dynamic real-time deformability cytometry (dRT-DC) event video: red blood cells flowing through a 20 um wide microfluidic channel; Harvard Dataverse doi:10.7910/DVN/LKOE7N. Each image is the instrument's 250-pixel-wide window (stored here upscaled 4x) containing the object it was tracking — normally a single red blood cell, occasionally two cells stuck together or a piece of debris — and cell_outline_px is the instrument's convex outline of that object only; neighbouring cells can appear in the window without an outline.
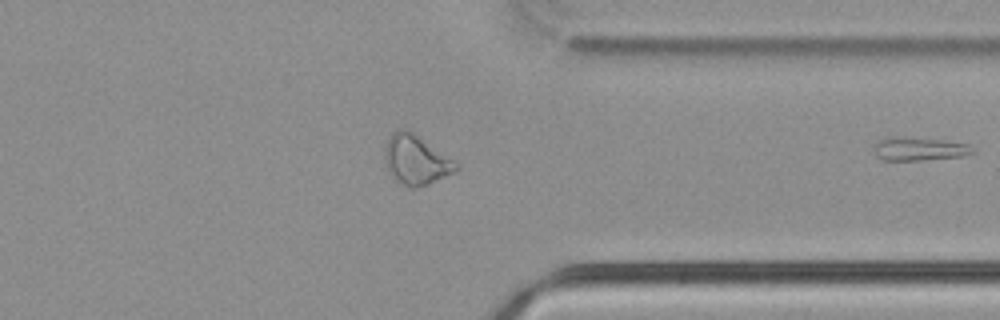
{"species": "common noctule bat (a hibernating species)", "species_latin": "Nyctalus noctula", "temperature_condition": "cold", "stored_images_in_passage": 40, "camera_frame_rate_fps": 3000, "um_per_image_px": 0.085, "animal": {"sex": "male", "body_mass_g": 21.5, "forearm_length_mm": 52.0}, "frame": {"image": 1, "passage_image": 40, "time_ms": 13.0, "image_size_px": [1000, 320], "cell_outline_px": [[976, 152], [964, 156], [920, 160], [880, 160], [876, 156], [876, 144], [880, 140], [904, 136], [944, 140], [968, 144]], "centroid_in_image_um": [78.19, 12.66], "position_along_channel_um": 333.2, "area_um2": 13.29}}